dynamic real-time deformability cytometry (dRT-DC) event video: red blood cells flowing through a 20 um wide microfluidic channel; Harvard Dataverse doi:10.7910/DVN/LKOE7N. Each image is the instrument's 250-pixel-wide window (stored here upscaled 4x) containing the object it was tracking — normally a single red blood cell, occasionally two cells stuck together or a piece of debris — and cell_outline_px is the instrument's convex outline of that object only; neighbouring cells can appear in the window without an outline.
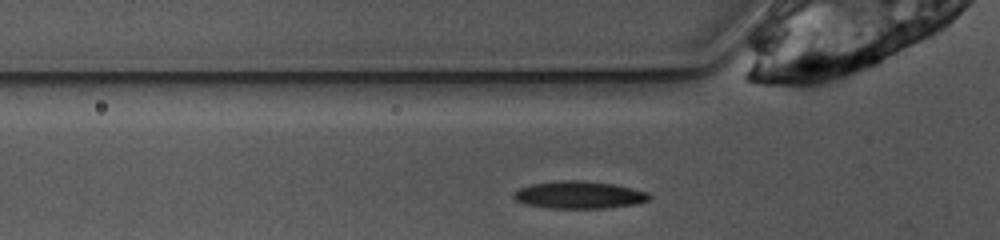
{"species": "common noctule bat (a hibernating species)", "species_latin": "Nyctalus noctula", "temperature_condition": "warm", "stored_images_in_passage": 24, "camera_frame_rate_fps": 3000, "um_per_image_px": 0.085, "animal": {"sex": "female", "body_mass_g": 10.0, "forearm_length_mm": 53.1}, "frame": {"image": 1, "passage_image": 2, "time_ms": 0.333, "image_size_px": [1000, 240], "cell_outline_px": [[652, 196], [648, 200], [636, 204], [608, 208], [548, 208], [524, 204], [516, 200], [512, 196], [512, 192], [520, 188], [532, 184], [560, 180], [580, 180], [612, 184], [632, 188], [648, 192]], "centroid_in_image_um": [49.21, 16.57], "position_along_channel_um": 76.6, "area_um2": 21.73}}
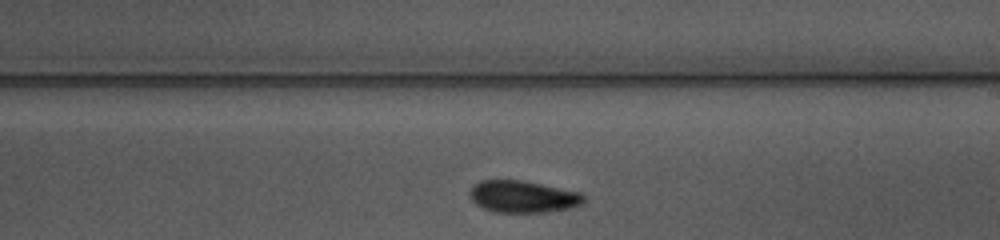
{"frame": {"image": 2, "passage_image": 15, "time_ms": 4.667, "image_size_px": [1000, 240], "cell_outline_px": [[584, 204], [572, 208], [544, 212], [492, 212], [476, 204], [468, 196], [468, 192], [480, 180], [520, 180], [580, 192], [584, 196]], "centroid_in_image_um": [44.44, 16.72], "position_along_channel_um": 244.6, "area_um2": 21.21}}
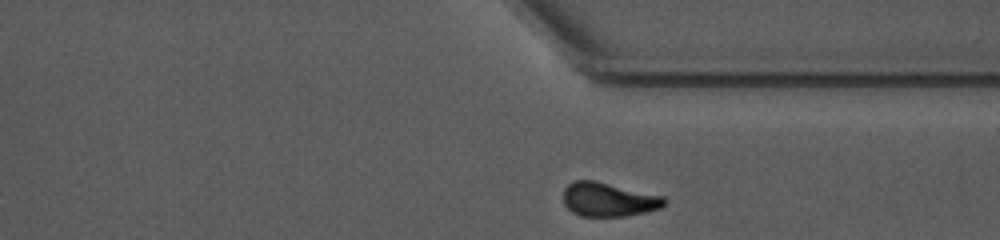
{"frame": {"image": 3, "passage_image": 24, "time_ms": 7.667, "image_size_px": [1000, 240], "cell_outline_px": [[664, 204], [660, 208], [628, 216], [580, 216], [572, 212], [564, 204], [564, 188], [572, 180], [592, 180], [664, 196]], "centroid_in_image_um": [51.69, 16.96], "position_along_channel_um": 359.7, "area_um2": 19.83}, "authors_computed_cell_mechanics": {"area_um2": 21.2415, "velocity_mm_per_s": 3.8507, "shape_relaxation_time_tau1_ms": 3.5886, "shape_relaxation_time_tau2_ms": 3.5845, "deformation_change_tau1": 0.1168, "deformation_change_tau2": 0.0795}}